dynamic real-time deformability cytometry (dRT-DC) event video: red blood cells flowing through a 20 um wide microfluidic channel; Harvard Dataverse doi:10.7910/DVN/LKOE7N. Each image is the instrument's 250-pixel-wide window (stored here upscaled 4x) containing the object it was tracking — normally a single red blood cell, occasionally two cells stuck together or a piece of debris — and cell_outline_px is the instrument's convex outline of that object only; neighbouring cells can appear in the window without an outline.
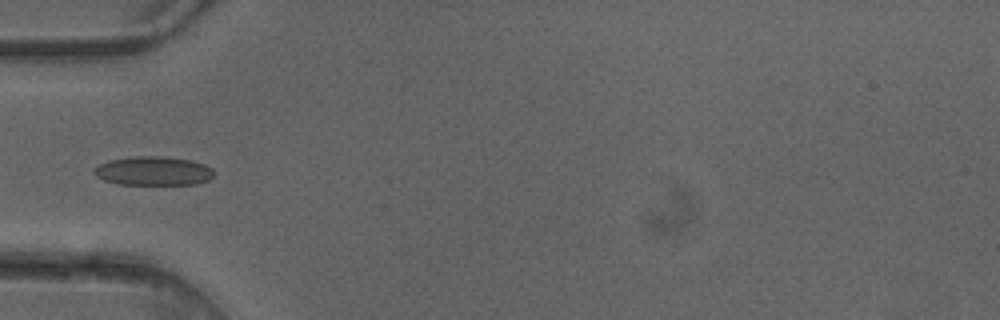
{"species": "common noctule bat (a hibernating species)", "species_latin": "Nyctalus noctula", "temperature_condition": "cold", "stored_images_in_passage": 3, "camera_frame_rate_fps": 3000, "um_per_image_px": 0.085, "animal": {"sex": "female"}, "frame": {"image": 1, "passage_image": 3, "time_ms": 0.667, "image_size_px": [1000, 320], "cell_outline_px": [[216, 172], [208, 180], [196, 184], [116, 184], [104, 180], [96, 176], [92, 172], [100, 164], [108, 160], [136, 156], [164, 156], [192, 160], [204, 164], [212, 168]], "centroid_in_image_um": [13.05, 14.52], "position_along_channel_um": 71.9, "area_um2": 20.29}}